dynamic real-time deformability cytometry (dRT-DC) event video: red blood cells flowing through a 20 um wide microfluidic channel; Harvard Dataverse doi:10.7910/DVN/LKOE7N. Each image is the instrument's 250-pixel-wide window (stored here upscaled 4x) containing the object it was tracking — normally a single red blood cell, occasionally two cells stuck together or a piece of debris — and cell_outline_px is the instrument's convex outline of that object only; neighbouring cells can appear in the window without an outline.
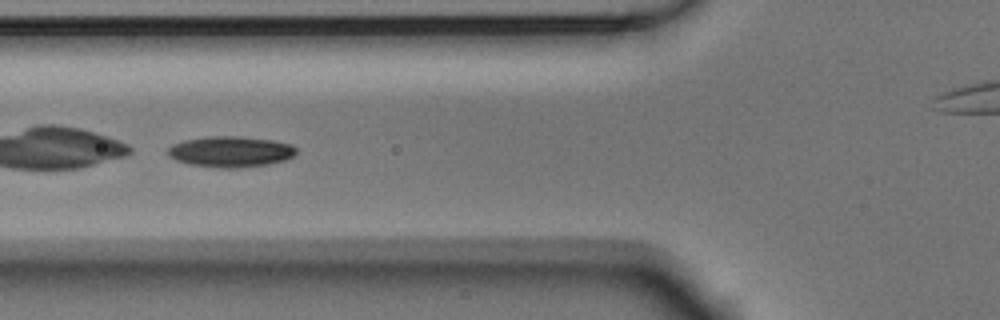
{"species": "Egyptian fruit bat (a non-hibernating species)", "species_latin": "Rousettus aegyptiacus", "temperature_condition": "room temperature", "stored_images_in_passage": 50, "camera_frame_rate_fps": 3000, "um_per_image_px": 0.085, "animal": {"sex": "male"}, "frame": {"image": 1, "passage_image": 15, "time_ms": 4.667, "image_size_px": [1000, 320], "cell_outline_px": [[296, 152], [292, 156], [284, 160], [268, 164], [236, 168], [220, 168], [192, 164], [176, 160], [168, 156], [168, 148], [172, 144], [184, 140], [208, 136], [236, 136], [272, 140], [292, 144], [296, 148]], "centroid_in_image_um": [19.59, 12.88], "position_along_channel_um": 106.2, "area_um2": 22.95}}
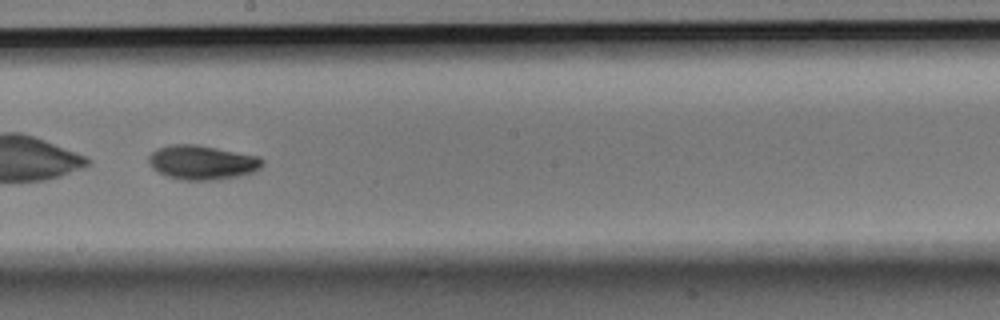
{"frame": {"image": 2, "passage_image": 25, "time_ms": 8.0, "image_size_px": [1000, 320], "cell_outline_px": [[264, 164], [260, 168], [252, 172], [236, 176], [216, 180], [180, 180], [168, 176], [152, 168], [148, 160], [148, 156], [156, 148], [172, 144], [196, 144], [260, 156], [264, 160]], "centroid_in_image_um": [17.18, 13.79], "position_along_channel_um": 231.0, "area_um2": 22.77}}
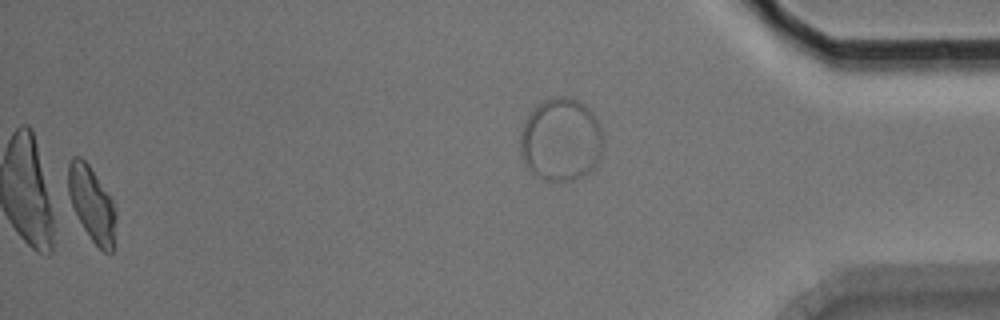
{"frame": {"image": 3, "passage_image": 48, "time_ms": 15.667, "image_size_px": [1000, 320], "cell_outline_px": [[116, 216], [112, 252], [104, 252], [92, 240], [84, 228], [72, 204], [68, 192], [68, 164], [72, 156], [80, 156], [88, 164], [112, 200], [116, 212]], "centroid_in_image_um": [7.8, 17.3], "position_along_channel_um": 427.4, "area_um2": 20.23}, "authors_computed_cell_mechanics": {"area_um2": 21.8484, "velocity_mm_per_s": 3.7437, "shape_relaxation_time_tau1_ms": 3.4742, "shape_relaxation_time_tau2_ms": 3.9214, "deformation_change_tau1": 0.1272, "deformation_change_tau2": 0.069}}